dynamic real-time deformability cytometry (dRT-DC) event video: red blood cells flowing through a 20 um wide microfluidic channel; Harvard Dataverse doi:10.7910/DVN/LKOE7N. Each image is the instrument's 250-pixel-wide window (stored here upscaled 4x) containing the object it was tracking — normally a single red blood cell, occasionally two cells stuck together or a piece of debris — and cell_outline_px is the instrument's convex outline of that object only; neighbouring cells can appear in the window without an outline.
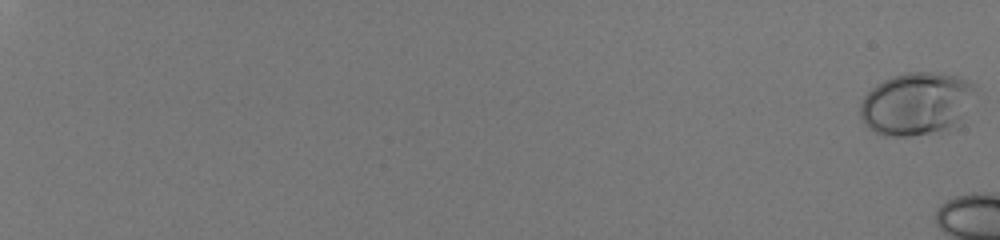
{"species": "human", "species_latin": "Homo sapiens", "temperature_condition": "room temperature", "stored_images_in_passage": 17, "camera_frame_rate_fps": 3000, "um_per_image_px": 0.085, "donor": {"sex": "male"}, "frame": {"image": 1, "passage_image": 1, "time_ms": 0.0, "image_size_px": [1000, 240], "cell_outline_px": [[972, 88], [960, 128], [948, 132], [908, 136], [884, 136], [868, 128], [864, 124], [860, 116], [860, 104], [864, 96], [876, 84], [892, 76], [908, 72], [940, 72], [956, 76], [972, 84]], "centroid_in_image_um": [77.86, 8.86], "position_along_channel_um": 7.1, "area_um2": 42.37}}